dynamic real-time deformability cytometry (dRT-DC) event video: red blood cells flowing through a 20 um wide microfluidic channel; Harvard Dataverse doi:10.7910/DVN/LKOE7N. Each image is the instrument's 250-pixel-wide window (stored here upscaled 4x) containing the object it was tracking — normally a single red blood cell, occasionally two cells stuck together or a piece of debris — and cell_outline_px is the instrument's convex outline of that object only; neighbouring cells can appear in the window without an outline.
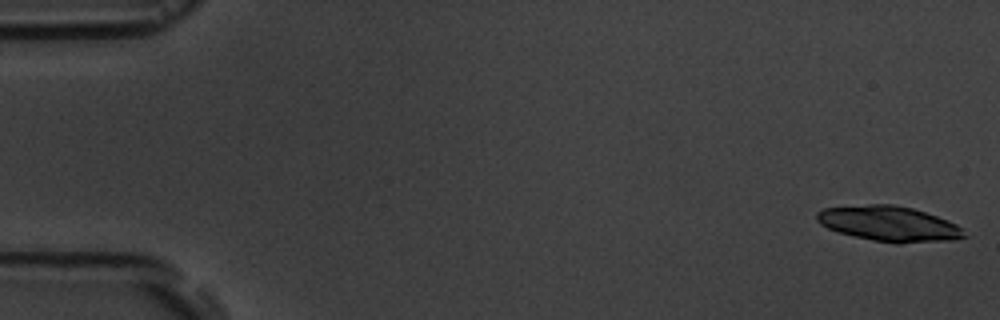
{"species": "common noctule bat (a hibernating species)", "species_latin": "Nyctalus noctula", "temperature_condition": "room temperature", "stored_images_in_passage": 5, "camera_frame_rate_fps": 3000, "um_per_image_px": 0.085, "animal": {"sex": "male", "body_mass_g": 19.5, "forearm_length_mm": 54.6}, "frame": {"image": 1, "passage_image": 1, "time_ms": 0.0, "image_size_px": [1000, 320], "cell_outline_px": [[968, 236], [952, 240], [900, 244], [896, 244], [872, 240], [840, 232], [828, 228], [820, 224], [816, 220], [816, 212], [824, 208], [868, 204], [892, 204], [912, 208], [948, 220], [956, 224]], "centroid_in_image_um": [75.57, 19.02], "position_along_channel_um": 9.4, "area_um2": 30.23}}